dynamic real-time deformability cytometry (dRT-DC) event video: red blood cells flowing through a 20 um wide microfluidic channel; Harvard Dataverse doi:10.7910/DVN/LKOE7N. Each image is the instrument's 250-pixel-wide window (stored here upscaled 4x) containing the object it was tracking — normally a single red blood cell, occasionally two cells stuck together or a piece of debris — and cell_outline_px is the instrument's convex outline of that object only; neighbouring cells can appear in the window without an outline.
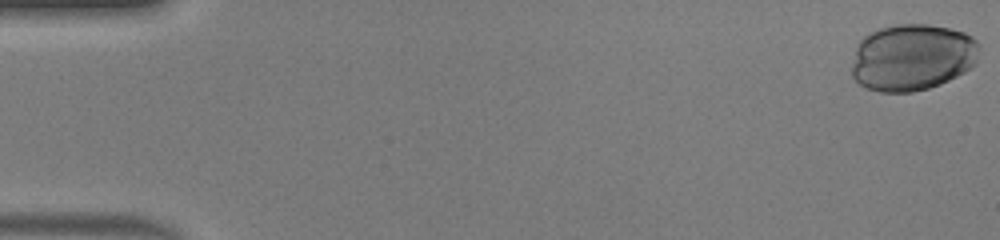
{"species": "human", "species_latin": "Homo sapiens", "temperature_condition": "warm", "stored_images_in_passage": 42, "camera_frame_rate_fps": 3000, "um_per_image_px": 0.085, "donor": {"sex": "male"}, "frame": {"image": 1, "passage_image": 1, "time_ms": 0.0, "image_size_px": [1000, 240], "cell_outline_px": [[980, 48], [976, 64], [972, 68], [940, 84], [928, 88], [912, 92], [880, 92], [868, 88], [860, 84], [852, 76], [852, 64], [856, 44], [864, 36], [880, 28], [896, 24], [928, 24], [948, 28], [964, 32], [972, 36], [980, 44]], "centroid_in_image_um": [77.56, 4.86], "position_along_channel_um": 7.4, "area_um2": 50.0}}
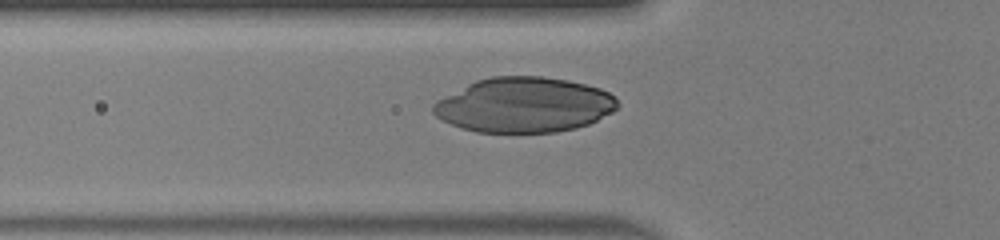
{"frame": {"image": 2, "passage_image": 18, "time_ms": 5.667, "image_size_px": [1000, 240], "cell_outline_px": [[620, 104], [612, 112], [588, 124], [576, 128], [556, 132], [476, 132], [452, 124], [436, 116], [432, 112], [432, 104], [436, 100], [476, 80], [492, 76], [544, 76], [568, 80], [600, 88], [616, 96]], "centroid_in_image_um": [44.56, 8.91], "position_along_channel_um": 81.2, "area_um2": 59.07}}
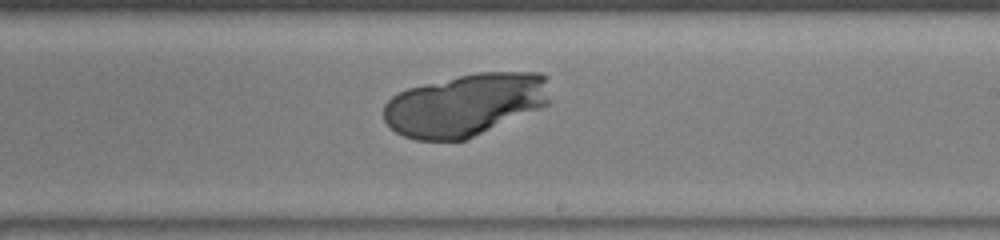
{"frame": {"image": 3, "passage_image": 30, "time_ms": 9.667, "image_size_px": [1000, 240], "cell_outline_px": [[552, 100], [548, 104], [540, 108], [464, 140], [416, 140], [404, 136], [396, 132], [384, 120], [384, 104], [392, 96], [408, 88], [424, 84], [476, 72], [540, 72], [544, 76]], "centroid_in_image_um": [39.55, 8.9], "position_along_channel_um": 249.5, "area_um2": 60.17}}